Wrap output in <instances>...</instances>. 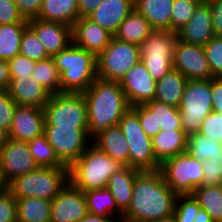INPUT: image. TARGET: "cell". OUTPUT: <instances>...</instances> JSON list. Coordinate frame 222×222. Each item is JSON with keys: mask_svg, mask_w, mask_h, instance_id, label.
<instances>
[{"mask_svg": "<svg viewBox=\"0 0 222 222\" xmlns=\"http://www.w3.org/2000/svg\"><path fill=\"white\" fill-rule=\"evenodd\" d=\"M15 3L23 19L29 21L38 17L43 0H15Z\"/></svg>", "mask_w": 222, "mask_h": 222, "instance_id": "681fc988", "label": "cell"}, {"mask_svg": "<svg viewBox=\"0 0 222 222\" xmlns=\"http://www.w3.org/2000/svg\"><path fill=\"white\" fill-rule=\"evenodd\" d=\"M209 4L214 36L222 37V0H210Z\"/></svg>", "mask_w": 222, "mask_h": 222, "instance_id": "f907efd6", "label": "cell"}, {"mask_svg": "<svg viewBox=\"0 0 222 222\" xmlns=\"http://www.w3.org/2000/svg\"><path fill=\"white\" fill-rule=\"evenodd\" d=\"M141 170L123 166L110 178L107 188L115 200L118 209L124 213L131 202L134 180Z\"/></svg>", "mask_w": 222, "mask_h": 222, "instance_id": "d4e9b609", "label": "cell"}, {"mask_svg": "<svg viewBox=\"0 0 222 222\" xmlns=\"http://www.w3.org/2000/svg\"><path fill=\"white\" fill-rule=\"evenodd\" d=\"M177 32L154 29L141 43V62L157 82L173 69Z\"/></svg>", "mask_w": 222, "mask_h": 222, "instance_id": "52a82bcc", "label": "cell"}, {"mask_svg": "<svg viewBox=\"0 0 222 222\" xmlns=\"http://www.w3.org/2000/svg\"><path fill=\"white\" fill-rule=\"evenodd\" d=\"M118 126L129 146V167L141 171L158 170L160 164L154 156L151 138L141 128L138 115L131 107L122 116Z\"/></svg>", "mask_w": 222, "mask_h": 222, "instance_id": "30bf717a", "label": "cell"}, {"mask_svg": "<svg viewBox=\"0 0 222 222\" xmlns=\"http://www.w3.org/2000/svg\"><path fill=\"white\" fill-rule=\"evenodd\" d=\"M10 97L17 105L33 106L43 109L51 97V93L35 78L11 79L8 88Z\"/></svg>", "mask_w": 222, "mask_h": 222, "instance_id": "7402d4cb", "label": "cell"}, {"mask_svg": "<svg viewBox=\"0 0 222 222\" xmlns=\"http://www.w3.org/2000/svg\"><path fill=\"white\" fill-rule=\"evenodd\" d=\"M177 194L166 184L160 170L140 171L132 198L121 222H151L173 216Z\"/></svg>", "mask_w": 222, "mask_h": 222, "instance_id": "6da1fadb", "label": "cell"}, {"mask_svg": "<svg viewBox=\"0 0 222 222\" xmlns=\"http://www.w3.org/2000/svg\"><path fill=\"white\" fill-rule=\"evenodd\" d=\"M37 18L43 21L61 22L73 27L79 18L78 0H43Z\"/></svg>", "mask_w": 222, "mask_h": 222, "instance_id": "4316f807", "label": "cell"}, {"mask_svg": "<svg viewBox=\"0 0 222 222\" xmlns=\"http://www.w3.org/2000/svg\"><path fill=\"white\" fill-rule=\"evenodd\" d=\"M84 195L87 201L88 213L103 217H112L117 222L122 221L123 213L118 209L108 188L89 190L84 192Z\"/></svg>", "mask_w": 222, "mask_h": 222, "instance_id": "f546056e", "label": "cell"}, {"mask_svg": "<svg viewBox=\"0 0 222 222\" xmlns=\"http://www.w3.org/2000/svg\"><path fill=\"white\" fill-rule=\"evenodd\" d=\"M15 0H0V25L22 22Z\"/></svg>", "mask_w": 222, "mask_h": 222, "instance_id": "c3c4849f", "label": "cell"}, {"mask_svg": "<svg viewBox=\"0 0 222 222\" xmlns=\"http://www.w3.org/2000/svg\"><path fill=\"white\" fill-rule=\"evenodd\" d=\"M31 77L35 78L52 95L61 93L60 72L56 67L53 57L37 61Z\"/></svg>", "mask_w": 222, "mask_h": 222, "instance_id": "e575fe53", "label": "cell"}, {"mask_svg": "<svg viewBox=\"0 0 222 222\" xmlns=\"http://www.w3.org/2000/svg\"><path fill=\"white\" fill-rule=\"evenodd\" d=\"M213 78L222 77V37L214 36L203 46Z\"/></svg>", "mask_w": 222, "mask_h": 222, "instance_id": "60d3db41", "label": "cell"}, {"mask_svg": "<svg viewBox=\"0 0 222 222\" xmlns=\"http://www.w3.org/2000/svg\"><path fill=\"white\" fill-rule=\"evenodd\" d=\"M203 186L222 185V156L210 157L203 162Z\"/></svg>", "mask_w": 222, "mask_h": 222, "instance_id": "7bdbcfd3", "label": "cell"}, {"mask_svg": "<svg viewBox=\"0 0 222 222\" xmlns=\"http://www.w3.org/2000/svg\"><path fill=\"white\" fill-rule=\"evenodd\" d=\"M186 152L204 162L210 157L222 156V144L198 132L188 135Z\"/></svg>", "mask_w": 222, "mask_h": 222, "instance_id": "836d02e7", "label": "cell"}, {"mask_svg": "<svg viewBox=\"0 0 222 222\" xmlns=\"http://www.w3.org/2000/svg\"><path fill=\"white\" fill-rule=\"evenodd\" d=\"M140 61V46L113 36L109 45L97 56V76L105 80L120 81Z\"/></svg>", "mask_w": 222, "mask_h": 222, "instance_id": "8fae6325", "label": "cell"}, {"mask_svg": "<svg viewBox=\"0 0 222 222\" xmlns=\"http://www.w3.org/2000/svg\"><path fill=\"white\" fill-rule=\"evenodd\" d=\"M130 106L152 101L156 94V81L140 61L119 81Z\"/></svg>", "mask_w": 222, "mask_h": 222, "instance_id": "2e32d148", "label": "cell"}, {"mask_svg": "<svg viewBox=\"0 0 222 222\" xmlns=\"http://www.w3.org/2000/svg\"><path fill=\"white\" fill-rule=\"evenodd\" d=\"M19 54L29 59L35 60L36 62L49 57L37 35L29 26L22 34Z\"/></svg>", "mask_w": 222, "mask_h": 222, "instance_id": "74e56055", "label": "cell"}, {"mask_svg": "<svg viewBox=\"0 0 222 222\" xmlns=\"http://www.w3.org/2000/svg\"><path fill=\"white\" fill-rule=\"evenodd\" d=\"M60 72L61 93H83L97 76V56L73 42L53 56Z\"/></svg>", "mask_w": 222, "mask_h": 222, "instance_id": "3957f363", "label": "cell"}, {"mask_svg": "<svg viewBox=\"0 0 222 222\" xmlns=\"http://www.w3.org/2000/svg\"><path fill=\"white\" fill-rule=\"evenodd\" d=\"M28 27V21L0 25V59L10 60L20 53L22 34Z\"/></svg>", "mask_w": 222, "mask_h": 222, "instance_id": "1f68e13d", "label": "cell"}, {"mask_svg": "<svg viewBox=\"0 0 222 222\" xmlns=\"http://www.w3.org/2000/svg\"><path fill=\"white\" fill-rule=\"evenodd\" d=\"M83 95L87 103L88 136L91 139L107 128L118 125L131 107L119 81L97 78Z\"/></svg>", "mask_w": 222, "mask_h": 222, "instance_id": "7a4b0ae2", "label": "cell"}, {"mask_svg": "<svg viewBox=\"0 0 222 222\" xmlns=\"http://www.w3.org/2000/svg\"><path fill=\"white\" fill-rule=\"evenodd\" d=\"M198 5L189 0H174L171 13V31L177 32L186 25Z\"/></svg>", "mask_w": 222, "mask_h": 222, "instance_id": "ab89813d", "label": "cell"}, {"mask_svg": "<svg viewBox=\"0 0 222 222\" xmlns=\"http://www.w3.org/2000/svg\"><path fill=\"white\" fill-rule=\"evenodd\" d=\"M17 222H51V201L42 198L16 199Z\"/></svg>", "mask_w": 222, "mask_h": 222, "instance_id": "4dcf8cb0", "label": "cell"}, {"mask_svg": "<svg viewBox=\"0 0 222 222\" xmlns=\"http://www.w3.org/2000/svg\"><path fill=\"white\" fill-rule=\"evenodd\" d=\"M188 135L184 130H163L154 136L152 147L157 162L161 165L166 160L186 152Z\"/></svg>", "mask_w": 222, "mask_h": 222, "instance_id": "cb8c5ba5", "label": "cell"}, {"mask_svg": "<svg viewBox=\"0 0 222 222\" xmlns=\"http://www.w3.org/2000/svg\"><path fill=\"white\" fill-rule=\"evenodd\" d=\"M68 182V167H38L15 177L8 183V191L15 199L35 197L52 201Z\"/></svg>", "mask_w": 222, "mask_h": 222, "instance_id": "5b68a950", "label": "cell"}, {"mask_svg": "<svg viewBox=\"0 0 222 222\" xmlns=\"http://www.w3.org/2000/svg\"><path fill=\"white\" fill-rule=\"evenodd\" d=\"M7 191H8V182L5 180L2 169L0 167V195L4 194Z\"/></svg>", "mask_w": 222, "mask_h": 222, "instance_id": "6f0895ef", "label": "cell"}, {"mask_svg": "<svg viewBox=\"0 0 222 222\" xmlns=\"http://www.w3.org/2000/svg\"><path fill=\"white\" fill-rule=\"evenodd\" d=\"M213 111L222 114V77L211 79Z\"/></svg>", "mask_w": 222, "mask_h": 222, "instance_id": "816d5d0a", "label": "cell"}, {"mask_svg": "<svg viewBox=\"0 0 222 222\" xmlns=\"http://www.w3.org/2000/svg\"><path fill=\"white\" fill-rule=\"evenodd\" d=\"M43 109L44 126L88 128L87 103L83 93L53 94Z\"/></svg>", "mask_w": 222, "mask_h": 222, "instance_id": "ba28073f", "label": "cell"}, {"mask_svg": "<svg viewBox=\"0 0 222 222\" xmlns=\"http://www.w3.org/2000/svg\"><path fill=\"white\" fill-rule=\"evenodd\" d=\"M153 30L149 21L134 8L120 24L114 37L140 46Z\"/></svg>", "mask_w": 222, "mask_h": 222, "instance_id": "f1b7e54d", "label": "cell"}, {"mask_svg": "<svg viewBox=\"0 0 222 222\" xmlns=\"http://www.w3.org/2000/svg\"><path fill=\"white\" fill-rule=\"evenodd\" d=\"M187 81L181 72L172 69L156 82L154 100L179 107Z\"/></svg>", "mask_w": 222, "mask_h": 222, "instance_id": "83f0119b", "label": "cell"}, {"mask_svg": "<svg viewBox=\"0 0 222 222\" xmlns=\"http://www.w3.org/2000/svg\"><path fill=\"white\" fill-rule=\"evenodd\" d=\"M17 104L7 90H0V126L7 132L11 129Z\"/></svg>", "mask_w": 222, "mask_h": 222, "instance_id": "bcb514c9", "label": "cell"}, {"mask_svg": "<svg viewBox=\"0 0 222 222\" xmlns=\"http://www.w3.org/2000/svg\"><path fill=\"white\" fill-rule=\"evenodd\" d=\"M151 222H176V220L173 216H171L169 218L159 219V220L151 221Z\"/></svg>", "mask_w": 222, "mask_h": 222, "instance_id": "91938a15", "label": "cell"}, {"mask_svg": "<svg viewBox=\"0 0 222 222\" xmlns=\"http://www.w3.org/2000/svg\"><path fill=\"white\" fill-rule=\"evenodd\" d=\"M145 105L155 114L157 127H160V131L183 130L180 110L178 107L154 99L145 103Z\"/></svg>", "mask_w": 222, "mask_h": 222, "instance_id": "d590c367", "label": "cell"}, {"mask_svg": "<svg viewBox=\"0 0 222 222\" xmlns=\"http://www.w3.org/2000/svg\"><path fill=\"white\" fill-rule=\"evenodd\" d=\"M178 40L204 46L214 37L209 2L197 6L192 18L177 31Z\"/></svg>", "mask_w": 222, "mask_h": 222, "instance_id": "ffe728a7", "label": "cell"}, {"mask_svg": "<svg viewBox=\"0 0 222 222\" xmlns=\"http://www.w3.org/2000/svg\"><path fill=\"white\" fill-rule=\"evenodd\" d=\"M174 0H134V8L143 15L153 29L171 30Z\"/></svg>", "mask_w": 222, "mask_h": 222, "instance_id": "484cf974", "label": "cell"}, {"mask_svg": "<svg viewBox=\"0 0 222 222\" xmlns=\"http://www.w3.org/2000/svg\"><path fill=\"white\" fill-rule=\"evenodd\" d=\"M192 195L214 222H222V185L199 186Z\"/></svg>", "mask_w": 222, "mask_h": 222, "instance_id": "d6a6232c", "label": "cell"}, {"mask_svg": "<svg viewBox=\"0 0 222 222\" xmlns=\"http://www.w3.org/2000/svg\"><path fill=\"white\" fill-rule=\"evenodd\" d=\"M178 109L185 133H198L202 121L213 111L211 79L188 80Z\"/></svg>", "mask_w": 222, "mask_h": 222, "instance_id": "8992f818", "label": "cell"}, {"mask_svg": "<svg viewBox=\"0 0 222 222\" xmlns=\"http://www.w3.org/2000/svg\"><path fill=\"white\" fill-rule=\"evenodd\" d=\"M78 222H117V221L112 217H103V216H98V215H93V214L88 213L85 217H83Z\"/></svg>", "mask_w": 222, "mask_h": 222, "instance_id": "11a10c76", "label": "cell"}, {"mask_svg": "<svg viewBox=\"0 0 222 222\" xmlns=\"http://www.w3.org/2000/svg\"><path fill=\"white\" fill-rule=\"evenodd\" d=\"M49 57L67 48L72 42V27L61 22L43 21L38 18L28 21Z\"/></svg>", "mask_w": 222, "mask_h": 222, "instance_id": "e0dca14e", "label": "cell"}, {"mask_svg": "<svg viewBox=\"0 0 222 222\" xmlns=\"http://www.w3.org/2000/svg\"><path fill=\"white\" fill-rule=\"evenodd\" d=\"M189 1H192V2L200 5V4H206V3H208L210 0H189Z\"/></svg>", "mask_w": 222, "mask_h": 222, "instance_id": "94428289", "label": "cell"}, {"mask_svg": "<svg viewBox=\"0 0 222 222\" xmlns=\"http://www.w3.org/2000/svg\"><path fill=\"white\" fill-rule=\"evenodd\" d=\"M0 222H17V203L9 192L0 195Z\"/></svg>", "mask_w": 222, "mask_h": 222, "instance_id": "7dc6e473", "label": "cell"}, {"mask_svg": "<svg viewBox=\"0 0 222 222\" xmlns=\"http://www.w3.org/2000/svg\"><path fill=\"white\" fill-rule=\"evenodd\" d=\"M173 69L181 72L188 80H210L212 74L203 46L177 40L173 54Z\"/></svg>", "mask_w": 222, "mask_h": 222, "instance_id": "4fadbf2b", "label": "cell"}, {"mask_svg": "<svg viewBox=\"0 0 222 222\" xmlns=\"http://www.w3.org/2000/svg\"><path fill=\"white\" fill-rule=\"evenodd\" d=\"M200 209L197 200L192 194L178 195L173 217L176 222H193Z\"/></svg>", "mask_w": 222, "mask_h": 222, "instance_id": "f35d334b", "label": "cell"}, {"mask_svg": "<svg viewBox=\"0 0 222 222\" xmlns=\"http://www.w3.org/2000/svg\"><path fill=\"white\" fill-rule=\"evenodd\" d=\"M131 108L137 113L141 128L146 135L151 139L156 136L160 127H157L155 114L145 104L131 106Z\"/></svg>", "mask_w": 222, "mask_h": 222, "instance_id": "ee69618b", "label": "cell"}, {"mask_svg": "<svg viewBox=\"0 0 222 222\" xmlns=\"http://www.w3.org/2000/svg\"><path fill=\"white\" fill-rule=\"evenodd\" d=\"M92 143L121 165L129 167V146L118 125L100 132Z\"/></svg>", "mask_w": 222, "mask_h": 222, "instance_id": "603a6c76", "label": "cell"}, {"mask_svg": "<svg viewBox=\"0 0 222 222\" xmlns=\"http://www.w3.org/2000/svg\"><path fill=\"white\" fill-rule=\"evenodd\" d=\"M193 222H214L211 216L203 209H200L196 214V218Z\"/></svg>", "mask_w": 222, "mask_h": 222, "instance_id": "9f6ffc18", "label": "cell"}, {"mask_svg": "<svg viewBox=\"0 0 222 222\" xmlns=\"http://www.w3.org/2000/svg\"><path fill=\"white\" fill-rule=\"evenodd\" d=\"M199 133L222 143V114L212 111L202 121Z\"/></svg>", "mask_w": 222, "mask_h": 222, "instance_id": "f6af8a7d", "label": "cell"}, {"mask_svg": "<svg viewBox=\"0 0 222 222\" xmlns=\"http://www.w3.org/2000/svg\"><path fill=\"white\" fill-rule=\"evenodd\" d=\"M113 35L87 17L78 18L72 27L73 43L98 56Z\"/></svg>", "mask_w": 222, "mask_h": 222, "instance_id": "d6986e66", "label": "cell"}, {"mask_svg": "<svg viewBox=\"0 0 222 222\" xmlns=\"http://www.w3.org/2000/svg\"><path fill=\"white\" fill-rule=\"evenodd\" d=\"M159 170L168 187L177 195L192 194L197 187L203 186V162L187 152L166 160Z\"/></svg>", "mask_w": 222, "mask_h": 222, "instance_id": "9c48e42d", "label": "cell"}, {"mask_svg": "<svg viewBox=\"0 0 222 222\" xmlns=\"http://www.w3.org/2000/svg\"><path fill=\"white\" fill-rule=\"evenodd\" d=\"M43 134L60 161L68 168L92 143L88 136V128L44 126Z\"/></svg>", "mask_w": 222, "mask_h": 222, "instance_id": "7c38bea8", "label": "cell"}, {"mask_svg": "<svg viewBox=\"0 0 222 222\" xmlns=\"http://www.w3.org/2000/svg\"><path fill=\"white\" fill-rule=\"evenodd\" d=\"M87 214L84 192L70 182L51 201V222H78Z\"/></svg>", "mask_w": 222, "mask_h": 222, "instance_id": "9a60e30c", "label": "cell"}, {"mask_svg": "<svg viewBox=\"0 0 222 222\" xmlns=\"http://www.w3.org/2000/svg\"><path fill=\"white\" fill-rule=\"evenodd\" d=\"M32 157L39 167H66L58 158L54 148L44 134L27 142Z\"/></svg>", "mask_w": 222, "mask_h": 222, "instance_id": "8d00e7d4", "label": "cell"}, {"mask_svg": "<svg viewBox=\"0 0 222 222\" xmlns=\"http://www.w3.org/2000/svg\"><path fill=\"white\" fill-rule=\"evenodd\" d=\"M10 82L11 77L8 62L0 59V90H8Z\"/></svg>", "mask_w": 222, "mask_h": 222, "instance_id": "db71d44e", "label": "cell"}, {"mask_svg": "<svg viewBox=\"0 0 222 222\" xmlns=\"http://www.w3.org/2000/svg\"><path fill=\"white\" fill-rule=\"evenodd\" d=\"M8 139V132L0 126V149Z\"/></svg>", "mask_w": 222, "mask_h": 222, "instance_id": "680465c9", "label": "cell"}, {"mask_svg": "<svg viewBox=\"0 0 222 222\" xmlns=\"http://www.w3.org/2000/svg\"><path fill=\"white\" fill-rule=\"evenodd\" d=\"M44 109L17 105L8 138L29 142L44 132Z\"/></svg>", "mask_w": 222, "mask_h": 222, "instance_id": "ac0fdd59", "label": "cell"}, {"mask_svg": "<svg viewBox=\"0 0 222 222\" xmlns=\"http://www.w3.org/2000/svg\"><path fill=\"white\" fill-rule=\"evenodd\" d=\"M102 0H78L79 18L87 17L101 3Z\"/></svg>", "mask_w": 222, "mask_h": 222, "instance_id": "f5cc1de1", "label": "cell"}, {"mask_svg": "<svg viewBox=\"0 0 222 222\" xmlns=\"http://www.w3.org/2000/svg\"><path fill=\"white\" fill-rule=\"evenodd\" d=\"M9 73L11 79H31V73L36 61L22 55H16L8 60Z\"/></svg>", "mask_w": 222, "mask_h": 222, "instance_id": "b9f144b4", "label": "cell"}, {"mask_svg": "<svg viewBox=\"0 0 222 222\" xmlns=\"http://www.w3.org/2000/svg\"><path fill=\"white\" fill-rule=\"evenodd\" d=\"M0 167L9 183L15 177L33 172L39 166L32 157L27 142L8 138L0 149Z\"/></svg>", "mask_w": 222, "mask_h": 222, "instance_id": "5bb4252c", "label": "cell"}, {"mask_svg": "<svg viewBox=\"0 0 222 222\" xmlns=\"http://www.w3.org/2000/svg\"><path fill=\"white\" fill-rule=\"evenodd\" d=\"M123 167L91 143L68 168L69 182L83 192L107 188L109 178Z\"/></svg>", "mask_w": 222, "mask_h": 222, "instance_id": "277c9868", "label": "cell"}, {"mask_svg": "<svg viewBox=\"0 0 222 222\" xmlns=\"http://www.w3.org/2000/svg\"><path fill=\"white\" fill-rule=\"evenodd\" d=\"M133 9L134 0H102L87 18L114 36Z\"/></svg>", "mask_w": 222, "mask_h": 222, "instance_id": "44dd1931", "label": "cell"}]
</instances>
